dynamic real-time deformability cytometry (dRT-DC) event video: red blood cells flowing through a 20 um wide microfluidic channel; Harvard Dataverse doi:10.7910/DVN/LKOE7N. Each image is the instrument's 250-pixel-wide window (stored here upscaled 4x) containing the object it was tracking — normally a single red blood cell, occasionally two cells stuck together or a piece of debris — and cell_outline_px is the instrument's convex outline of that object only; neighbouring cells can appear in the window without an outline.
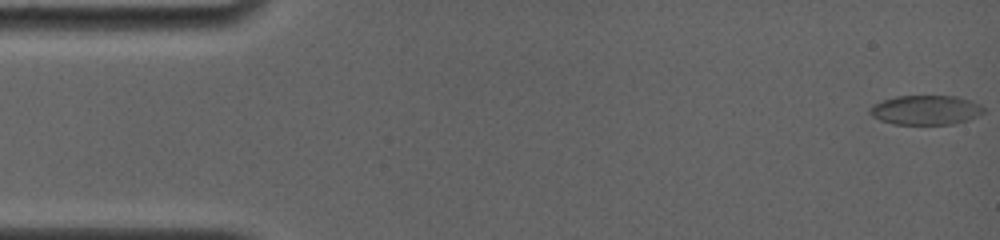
{"species": "common noctule bat (a hibernating species)", "species_latin": "Nyctalus noctula", "temperature_condition": "room temperature", "stored_images_in_passage": 68, "camera_frame_rate_fps": 4000, "um_per_image_px": 0.085, "animal": {"sex": "female", "body_mass_g": 19.0, "forearm_length_mm": 56.7}, "frame": {"image": 1, "passage_image": 1, "time_ms": 0.0, "image_size_px": [1000, 240], "cell_outline_px": [[984, 112], [968, 120], [952, 124], [892, 124], [880, 120], [872, 116], [868, 112], [868, 108], [872, 104], [896, 96], [956, 96], [972, 100], [980, 104], [984, 108]], "centroid_in_image_um": [78.67, 9.35], "position_along_channel_um": 6.3, "area_um2": 19.65}}
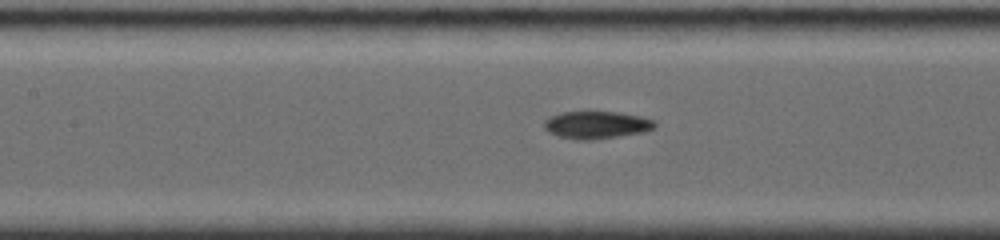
{"frame": {"image": 2, "passage_image": 30, "time_ms": 7.25, "image_size_px": [1000, 240], "cell_outline_px": [[656, 124], [652, 128], [644, 132], [592, 140], [580, 140], [560, 136], [548, 132], [544, 128], [544, 120], [548, 116], [560, 112], [620, 112], [640, 116], [652, 120]], "centroid_in_image_um": [50.65, 10.61], "position_along_channel_um": 156.7, "area_um2": 17.63}}
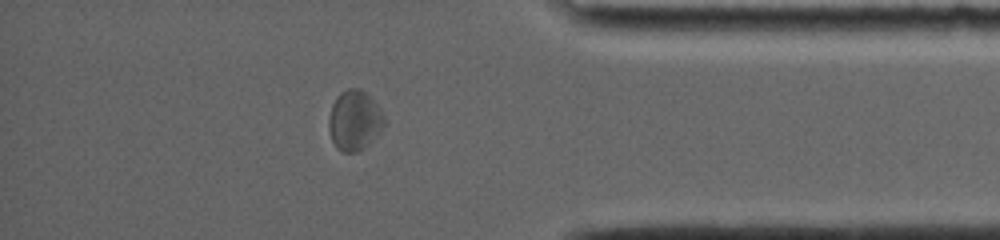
{"frame": {"image": 3, "passage_image": 59, "time_ms": 14.0, "image_size_px": [1000, 240], "cell_outline_px": [[388, 120], [372, 140], [364, 148], [356, 152], [340, 152], [336, 148], [332, 140], [328, 128], [328, 120], [332, 104], [336, 96], [340, 92], [348, 88], [360, 88], [372, 96]], "centroid_in_image_um": [30.14, 10.21], "position_along_channel_um": 405.1, "area_um2": 19.83}, "authors_computed_cell_mechanics": {"area_um2": 18.5249, "velocity_mm_per_s": 3.8339, "shape_relaxation_time_tau1_ms": 4.673, "shape_relaxation_time_tau2_ms": 2.306, "deformation_change_tau1": 0.1456, "deformation_change_tau2": 0.0743}}